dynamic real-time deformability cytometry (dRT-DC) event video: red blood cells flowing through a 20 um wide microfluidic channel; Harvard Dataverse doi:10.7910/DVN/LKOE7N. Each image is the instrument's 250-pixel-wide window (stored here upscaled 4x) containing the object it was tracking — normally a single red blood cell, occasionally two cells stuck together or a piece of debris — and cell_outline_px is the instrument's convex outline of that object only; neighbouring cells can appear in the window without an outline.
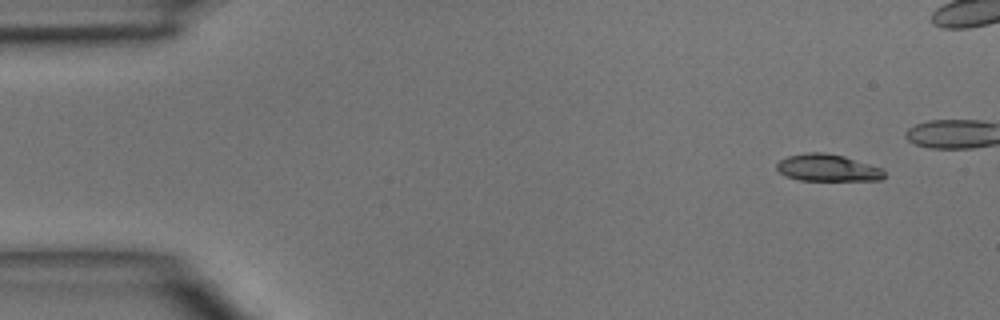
{"species": "common noctule bat (a hibernating species)", "species_latin": "Nyctalus noctula", "temperature_condition": "room temperature", "stored_images_in_passage": 5, "camera_frame_rate_fps": 3000, "um_per_image_px": 0.085, "animal": {"sex": "male", "body_mass_g": 15.6}, "frame": {"image": 1, "passage_image": 1, "time_ms": 0.0, "image_size_px": [1000, 320], "cell_outline_px": [[884, 176], [880, 180], [800, 180], [788, 176], [780, 172], [776, 168], [776, 164], [780, 160], [788, 156], [808, 152], [824, 152], [844, 156], [880, 168], [884, 172]], "centroid_in_image_um": [70.32, 14.26], "position_along_channel_um": 14.7, "area_um2": 16.65}}